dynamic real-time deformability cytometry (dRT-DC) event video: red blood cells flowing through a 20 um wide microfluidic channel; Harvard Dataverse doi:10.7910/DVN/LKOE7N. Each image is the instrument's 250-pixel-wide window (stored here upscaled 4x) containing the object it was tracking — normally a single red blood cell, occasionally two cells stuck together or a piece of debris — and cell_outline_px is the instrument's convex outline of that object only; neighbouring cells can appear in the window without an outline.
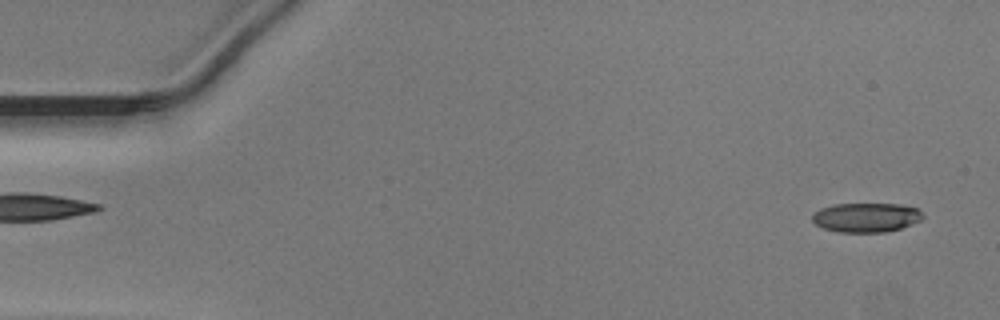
{"species": "Egyptian fruit bat (a non-hibernating species)", "species_latin": "Rousettus aegyptiacus", "temperature_condition": "warm", "stored_images_in_passage": 11, "camera_frame_rate_fps": 3000, "um_per_image_px": 0.085, "animal": {"sex": "male"}, "frame": {"image": 1, "passage_image": 2, "time_ms": 0.333, "image_size_px": [1000, 320], "cell_outline_px": [[924, 216], [920, 220], [912, 224], [900, 228], [884, 232], [836, 232], [824, 228], [816, 224], [812, 220], [812, 216], [820, 208], [832, 204], [900, 204], [916, 208]], "centroid_in_image_um": [73.6, 18.48], "position_along_channel_um": 11.4, "area_um2": 18.79}}